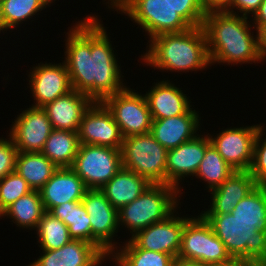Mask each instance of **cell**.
<instances>
[{
  "instance_id": "obj_17",
  "label": "cell",
  "mask_w": 266,
  "mask_h": 266,
  "mask_svg": "<svg viewBox=\"0 0 266 266\" xmlns=\"http://www.w3.org/2000/svg\"><path fill=\"white\" fill-rule=\"evenodd\" d=\"M203 135L198 134L186 143L167 151L166 184L180 190L179 184L185 177L195 176L206 148L211 144L208 134Z\"/></svg>"
},
{
  "instance_id": "obj_33",
  "label": "cell",
  "mask_w": 266,
  "mask_h": 266,
  "mask_svg": "<svg viewBox=\"0 0 266 266\" xmlns=\"http://www.w3.org/2000/svg\"><path fill=\"white\" fill-rule=\"evenodd\" d=\"M231 214L237 220H266V186L257 185L234 207Z\"/></svg>"
},
{
  "instance_id": "obj_23",
  "label": "cell",
  "mask_w": 266,
  "mask_h": 266,
  "mask_svg": "<svg viewBox=\"0 0 266 266\" xmlns=\"http://www.w3.org/2000/svg\"><path fill=\"white\" fill-rule=\"evenodd\" d=\"M152 87L144 94L152 119L183 115L191 109V102L183 90L169 80L158 81Z\"/></svg>"
},
{
  "instance_id": "obj_37",
  "label": "cell",
  "mask_w": 266,
  "mask_h": 266,
  "mask_svg": "<svg viewBox=\"0 0 266 266\" xmlns=\"http://www.w3.org/2000/svg\"><path fill=\"white\" fill-rule=\"evenodd\" d=\"M8 137L9 140L0 137V179L15 171L18 149Z\"/></svg>"
},
{
  "instance_id": "obj_29",
  "label": "cell",
  "mask_w": 266,
  "mask_h": 266,
  "mask_svg": "<svg viewBox=\"0 0 266 266\" xmlns=\"http://www.w3.org/2000/svg\"><path fill=\"white\" fill-rule=\"evenodd\" d=\"M46 0H2L0 4V32L27 21L47 8Z\"/></svg>"
},
{
  "instance_id": "obj_35",
  "label": "cell",
  "mask_w": 266,
  "mask_h": 266,
  "mask_svg": "<svg viewBox=\"0 0 266 266\" xmlns=\"http://www.w3.org/2000/svg\"><path fill=\"white\" fill-rule=\"evenodd\" d=\"M263 128L265 127L259 129L254 142L253 161L249 172L257 185L266 186V135Z\"/></svg>"
},
{
  "instance_id": "obj_41",
  "label": "cell",
  "mask_w": 266,
  "mask_h": 266,
  "mask_svg": "<svg viewBox=\"0 0 266 266\" xmlns=\"http://www.w3.org/2000/svg\"><path fill=\"white\" fill-rule=\"evenodd\" d=\"M259 49L262 61H266V27L259 32Z\"/></svg>"
},
{
  "instance_id": "obj_26",
  "label": "cell",
  "mask_w": 266,
  "mask_h": 266,
  "mask_svg": "<svg viewBox=\"0 0 266 266\" xmlns=\"http://www.w3.org/2000/svg\"><path fill=\"white\" fill-rule=\"evenodd\" d=\"M80 146L78 131L53 129L41 153L57 167H71Z\"/></svg>"
},
{
  "instance_id": "obj_21",
  "label": "cell",
  "mask_w": 266,
  "mask_h": 266,
  "mask_svg": "<svg viewBox=\"0 0 266 266\" xmlns=\"http://www.w3.org/2000/svg\"><path fill=\"white\" fill-rule=\"evenodd\" d=\"M92 103L87 95L72 89L42 108L53 129L78 131L82 117Z\"/></svg>"
},
{
  "instance_id": "obj_11",
  "label": "cell",
  "mask_w": 266,
  "mask_h": 266,
  "mask_svg": "<svg viewBox=\"0 0 266 266\" xmlns=\"http://www.w3.org/2000/svg\"><path fill=\"white\" fill-rule=\"evenodd\" d=\"M82 203L90 218L91 244L102 254L113 253L117 247L113 237L118 232V210L106 199L100 189H88ZM116 244V245H115Z\"/></svg>"
},
{
  "instance_id": "obj_44",
  "label": "cell",
  "mask_w": 266,
  "mask_h": 266,
  "mask_svg": "<svg viewBox=\"0 0 266 266\" xmlns=\"http://www.w3.org/2000/svg\"><path fill=\"white\" fill-rule=\"evenodd\" d=\"M126 0H108V8L115 9V11L125 2Z\"/></svg>"
},
{
  "instance_id": "obj_12",
  "label": "cell",
  "mask_w": 266,
  "mask_h": 266,
  "mask_svg": "<svg viewBox=\"0 0 266 266\" xmlns=\"http://www.w3.org/2000/svg\"><path fill=\"white\" fill-rule=\"evenodd\" d=\"M261 124L227 128L214 137L209 133L211 144L222 158L236 171H249L253 161L254 142Z\"/></svg>"
},
{
  "instance_id": "obj_18",
  "label": "cell",
  "mask_w": 266,
  "mask_h": 266,
  "mask_svg": "<svg viewBox=\"0 0 266 266\" xmlns=\"http://www.w3.org/2000/svg\"><path fill=\"white\" fill-rule=\"evenodd\" d=\"M42 252L27 266H100L109 259V253L102 254L93 244L74 239L59 249Z\"/></svg>"
},
{
  "instance_id": "obj_15",
  "label": "cell",
  "mask_w": 266,
  "mask_h": 266,
  "mask_svg": "<svg viewBox=\"0 0 266 266\" xmlns=\"http://www.w3.org/2000/svg\"><path fill=\"white\" fill-rule=\"evenodd\" d=\"M12 123L9 136L20 152H41L52 124L42 107L31 106L21 111Z\"/></svg>"
},
{
  "instance_id": "obj_32",
  "label": "cell",
  "mask_w": 266,
  "mask_h": 266,
  "mask_svg": "<svg viewBox=\"0 0 266 266\" xmlns=\"http://www.w3.org/2000/svg\"><path fill=\"white\" fill-rule=\"evenodd\" d=\"M120 249L113 254L126 266H171L174 257L170 254L149 251L135 247L130 241H125Z\"/></svg>"
},
{
  "instance_id": "obj_39",
  "label": "cell",
  "mask_w": 266,
  "mask_h": 266,
  "mask_svg": "<svg viewBox=\"0 0 266 266\" xmlns=\"http://www.w3.org/2000/svg\"><path fill=\"white\" fill-rule=\"evenodd\" d=\"M253 23L256 32H260L264 27H266V0H263L258 11L253 15Z\"/></svg>"
},
{
  "instance_id": "obj_13",
  "label": "cell",
  "mask_w": 266,
  "mask_h": 266,
  "mask_svg": "<svg viewBox=\"0 0 266 266\" xmlns=\"http://www.w3.org/2000/svg\"><path fill=\"white\" fill-rule=\"evenodd\" d=\"M80 144L121 149L123 136L103 102H93L85 111L78 129Z\"/></svg>"
},
{
  "instance_id": "obj_2",
  "label": "cell",
  "mask_w": 266,
  "mask_h": 266,
  "mask_svg": "<svg viewBox=\"0 0 266 266\" xmlns=\"http://www.w3.org/2000/svg\"><path fill=\"white\" fill-rule=\"evenodd\" d=\"M239 15L225 10L206 13L202 28L211 65L216 62L234 66L264 62L260 55L259 33L253 36L251 28L254 25H251L248 17Z\"/></svg>"
},
{
  "instance_id": "obj_7",
  "label": "cell",
  "mask_w": 266,
  "mask_h": 266,
  "mask_svg": "<svg viewBox=\"0 0 266 266\" xmlns=\"http://www.w3.org/2000/svg\"><path fill=\"white\" fill-rule=\"evenodd\" d=\"M122 167L146 178L151 184H166L167 151L151 133L123 138Z\"/></svg>"
},
{
  "instance_id": "obj_8",
  "label": "cell",
  "mask_w": 266,
  "mask_h": 266,
  "mask_svg": "<svg viewBox=\"0 0 266 266\" xmlns=\"http://www.w3.org/2000/svg\"><path fill=\"white\" fill-rule=\"evenodd\" d=\"M116 11L124 13L140 25L150 39L161 34L178 33L191 28L167 0H126Z\"/></svg>"
},
{
  "instance_id": "obj_34",
  "label": "cell",
  "mask_w": 266,
  "mask_h": 266,
  "mask_svg": "<svg viewBox=\"0 0 266 266\" xmlns=\"http://www.w3.org/2000/svg\"><path fill=\"white\" fill-rule=\"evenodd\" d=\"M32 191L27 181L16 171L0 181V214L18 198Z\"/></svg>"
},
{
  "instance_id": "obj_20",
  "label": "cell",
  "mask_w": 266,
  "mask_h": 266,
  "mask_svg": "<svg viewBox=\"0 0 266 266\" xmlns=\"http://www.w3.org/2000/svg\"><path fill=\"white\" fill-rule=\"evenodd\" d=\"M87 190L84 181L70 167H60L39 193L45 210L49 212L62 203L82 200Z\"/></svg>"
},
{
  "instance_id": "obj_45",
  "label": "cell",
  "mask_w": 266,
  "mask_h": 266,
  "mask_svg": "<svg viewBox=\"0 0 266 266\" xmlns=\"http://www.w3.org/2000/svg\"><path fill=\"white\" fill-rule=\"evenodd\" d=\"M111 256V257H110ZM112 259L117 266H126L120 259H118L113 253H109V260Z\"/></svg>"
},
{
  "instance_id": "obj_16",
  "label": "cell",
  "mask_w": 266,
  "mask_h": 266,
  "mask_svg": "<svg viewBox=\"0 0 266 266\" xmlns=\"http://www.w3.org/2000/svg\"><path fill=\"white\" fill-rule=\"evenodd\" d=\"M29 86L35 107H43L72 90L69 73L64 61L57 64L38 63L30 69ZM31 83V84H30Z\"/></svg>"
},
{
  "instance_id": "obj_24",
  "label": "cell",
  "mask_w": 266,
  "mask_h": 266,
  "mask_svg": "<svg viewBox=\"0 0 266 266\" xmlns=\"http://www.w3.org/2000/svg\"><path fill=\"white\" fill-rule=\"evenodd\" d=\"M151 183L122 167L100 190L111 205L119 210L137 199Z\"/></svg>"
},
{
  "instance_id": "obj_40",
  "label": "cell",
  "mask_w": 266,
  "mask_h": 266,
  "mask_svg": "<svg viewBox=\"0 0 266 266\" xmlns=\"http://www.w3.org/2000/svg\"><path fill=\"white\" fill-rule=\"evenodd\" d=\"M203 8L208 11L225 10L231 0H201Z\"/></svg>"
},
{
  "instance_id": "obj_9",
  "label": "cell",
  "mask_w": 266,
  "mask_h": 266,
  "mask_svg": "<svg viewBox=\"0 0 266 266\" xmlns=\"http://www.w3.org/2000/svg\"><path fill=\"white\" fill-rule=\"evenodd\" d=\"M88 189H101L121 168V150L80 144L70 167Z\"/></svg>"
},
{
  "instance_id": "obj_10",
  "label": "cell",
  "mask_w": 266,
  "mask_h": 266,
  "mask_svg": "<svg viewBox=\"0 0 266 266\" xmlns=\"http://www.w3.org/2000/svg\"><path fill=\"white\" fill-rule=\"evenodd\" d=\"M103 103L112 113L123 138L150 133L152 116L145 95L126 87Z\"/></svg>"
},
{
  "instance_id": "obj_42",
  "label": "cell",
  "mask_w": 266,
  "mask_h": 266,
  "mask_svg": "<svg viewBox=\"0 0 266 266\" xmlns=\"http://www.w3.org/2000/svg\"><path fill=\"white\" fill-rule=\"evenodd\" d=\"M171 266H204L195 261L182 260L180 258H174Z\"/></svg>"
},
{
  "instance_id": "obj_4",
  "label": "cell",
  "mask_w": 266,
  "mask_h": 266,
  "mask_svg": "<svg viewBox=\"0 0 266 266\" xmlns=\"http://www.w3.org/2000/svg\"><path fill=\"white\" fill-rule=\"evenodd\" d=\"M233 260L266 266V220H237L232 214H202Z\"/></svg>"
},
{
  "instance_id": "obj_19",
  "label": "cell",
  "mask_w": 266,
  "mask_h": 266,
  "mask_svg": "<svg viewBox=\"0 0 266 266\" xmlns=\"http://www.w3.org/2000/svg\"><path fill=\"white\" fill-rule=\"evenodd\" d=\"M191 108L186 114L163 119H152L150 133L166 150L195 138L199 127V113Z\"/></svg>"
},
{
  "instance_id": "obj_28",
  "label": "cell",
  "mask_w": 266,
  "mask_h": 266,
  "mask_svg": "<svg viewBox=\"0 0 266 266\" xmlns=\"http://www.w3.org/2000/svg\"><path fill=\"white\" fill-rule=\"evenodd\" d=\"M49 213L67 225L72 239L91 243L90 218L82 200L62 203L53 207Z\"/></svg>"
},
{
  "instance_id": "obj_38",
  "label": "cell",
  "mask_w": 266,
  "mask_h": 266,
  "mask_svg": "<svg viewBox=\"0 0 266 266\" xmlns=\"http://www.w3.org/2000/svg\"><path fill=\"white\" fill-rule=\"evenodd\" d=\"M263 0H231L229 6L225 11L237 14L233 9L239 10L242 16L248 17L249 14L253 15L258 11Z\"/></svg>"
},
{
  "instance_id": "obj_6",
  "label": "cell",
  "mask_w": 266,
  "mask_h": 266,
  "mask_svg": "<svg viewBox=\"0 0 266 266\" xmlns=\"http://www.w3.org/2000/svg\"><path fill=\"white\" fill-rule=\"evenodd\" d=\"M177 258L204 266L224 265L233 261L224 243L201 213L186 221Z\"/></svg>"
},
{
  "instance_id": "obj_27",
  "label": "cell",
  "mask_w": 266,
  "mask_h": 266,
  "mask_svg": "<svg viewBox=\"0 0 266 266\" xmlns=\"http://www.w3.org/2000/svg\"><path fill=\"white\" fill-rule=\"evenodd\" d=\"M40 193L38 190H32L24 196L18 198L14 203L8 206L1 214L0 218L7 216L17 227L22 229L35 230L39 221L45 214Z\"/></svg>"
},
{
  "instance_id": "obj_5",
  "label": "cell",
  "mask_w": 266,
  "mask_h": 266,
  "mask_svg": "<svg viewBox=\"0 0 266 266\" xmlns=\"http://www.w3.org/2000/svg\"><path fill=\"white\" fill-rule=\"evenodd\" d=\"M179 193L180 190L170 184H150L137 199L118 210L119 227L125 226L133 236L166 219L179 206L182 194Z\"/></svg>"
},
{
  "instance_id": "obj_14",
  "label": "cell",
  "mask_w": 266,
  "mask_h": 266,
  "mask_svg": "<svg viewBox=\"0 0 266 266\" xmlns=\"http://www.w3.org/2000/svg\"><path fill=\"white\" fill-rule=\"evenodd\" d=\"M174 211L166 219L136 232L128 240L137 248L166 253L177 258L183 227L189 217H179Z\"/></svg>"
},
{
  "instance_id": "obj_1",
  "label": "cell",
  "mask_w": 266,
  "mask_h": 266,
  "mask_svg": "<svg viewBox=\"0 0 266 266\" xmlns=\"http://www.w3.org/2000/svg\"><path fill=\"white\" fill-rule=\"evenodd\" d=\"M100 22L93 14L73 25L66 33L64 52L72 89L93 102H103L126 88L112 41Z\"/></svg>"
},
{
  "instance_id": "obj_30",
  "label": "cell",
  "mask_w": 266,
  "mask_h": 266,
  "mask_svg": "<svg viewBox=\"0 0 266 266\" xmlns=\"http://www.w3.org/2000/svg\"><path fill=\"white\" fill-rule=\"evenodd\" d=\"M234 171L222 156L217 152L212 144L206 148L204 158L202 159L196 178L207 182L208 192L219 187Z\"/></svg>"
},
{
  "instance_id": "obj_22",
  "label": "cell",
  "mask_w": 266,
  "mask_h": 266,
  "mask_svg": "<svg viewBox=\"0 0 266 266\" xmlns=\"http://www.w3.org/2000/svg\"><path fill=\"white\" fill-rule=\"evenodd\" d=\"M257 183L249 171H234L219 187L211 190L210 208L201 214H231Z\"/></svg>"
},
{
  "instance_id": "obj_3",
  "label": "cell",
  "mask_w": 266,
  "mask_h": 266,
  "mask_svg": "<svg viewBox=\"0 0 266 266\" xmlns=\"http://www.w3.org/2000/svg\"><path fill=\"white\" fill-rule=\"evenodd\" d=\"M148 42L149 48L141 60L154 69L186 73L211 67L202 26L178 33L161 34Z\"/></svg>"
},
{
  "instance_id": "obj_43",
  "label": "cell",
  "mask_w": 266,
  "mask_h": 266,
  "mask_svg": "<svg viewBox=\"0 0 266 266\" xmlns=\"http://www.w3.org/2000/svg\"><path fill=\"white\" fill-rule=\"evenodd\" d=\"M212 266H260V265H257L249 261L233 260L232 262L224 264V265H212Z\"/></svg>"
},
{
  "instance_id": "obj_25",
  "label": "cell",
  "mask_w": 266,
  "mask_h": 266,
  "mask_svg": "<svg viewBox=\"0 0 266 266\" xmlns=\"http://www.w3.org/2000/svg\"><path fill=\"white\" fill-rule=\"evenodd\" d=\"M58 168L41 152L18 151L15 171L27 181L32 190L39 191Z\"/></svg>"
},
{
  "instance_id": "obj_46",
  "label": "cell",
  "mask_w": 266,
  "mask_h": 266,
  "mask_svg": "<svg viewBox=\"0 0 266 266\" xmlns=\"http://www.w3.org/2000/svg\"><path fill=\"white\" fill-rule=\"evenodd\" d=\"M53 1H55V0H46V3H47V5L49 6V5L52 4Z\"/></svg>"
},
{
  "instance_id": "obj_36",
  "label": "cell",
  "mask_w": 266,
  "mask_h": 266,
  "mask_svg": "<svg viewBox=\"0 0 266 266\" xmlns=\"http://www.w3.org/2000/svg\"><path fill=\"white\" fill-rule=\"evenodd\" d=\"M170 6L191 26H202L206 10L201 0H167Z\"/></svg>"
},
{
  "instance_id": "obj_31",
  "label": "cell",
  "mask_w": 266,
  "mask_h": 266,
  "mask_svg": "<svg viewBox=\"0 0 266 266\" xmlns=\"http://www.w3.org/2000/svg\"><path fill=\"white\" fill-rule=\"evenodd\" d=\"M35 230L38 236L37 242L42 250L59 249L72 240L67 225L48 211Z\"/></svg>"
}]
</instances>
